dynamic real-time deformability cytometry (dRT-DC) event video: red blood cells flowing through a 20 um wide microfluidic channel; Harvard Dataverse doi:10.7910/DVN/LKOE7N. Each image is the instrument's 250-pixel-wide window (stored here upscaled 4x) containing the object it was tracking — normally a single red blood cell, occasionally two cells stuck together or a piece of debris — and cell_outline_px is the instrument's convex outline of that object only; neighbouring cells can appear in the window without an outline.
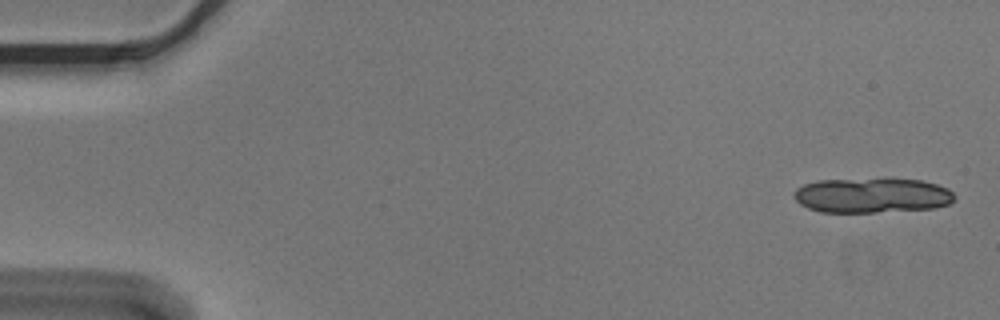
{"species": "Egyptian fruit bat (a non-hibernating species)", "species_latin": "Rousettus aegyptiacus", "temperature_condition": "cold", "stored_images_in_passage": 5, "camera_frame_rate_fps": 3000, "um_per_image_px": 0.085, "animal": {"sex": "male"}, "frame": {"image": 1, "passage_image": 1, "time_ms": 0.0, "image_size_px": [1000, 320], "cell_outline_px": [[956, 196], [948, 204], [936, 208], [876, 212], [820, 212], [808, 208], [800, 204], [792, 196], [792, 192], [796, 188], [804, 184], [820, 180], [884, 176], [920, 180], [936, 184], [948, 188]], "centroid_in_image_um": [74.1, 16.57], "position_along_channel_um": 10.9, "area_um2": 33.76}}